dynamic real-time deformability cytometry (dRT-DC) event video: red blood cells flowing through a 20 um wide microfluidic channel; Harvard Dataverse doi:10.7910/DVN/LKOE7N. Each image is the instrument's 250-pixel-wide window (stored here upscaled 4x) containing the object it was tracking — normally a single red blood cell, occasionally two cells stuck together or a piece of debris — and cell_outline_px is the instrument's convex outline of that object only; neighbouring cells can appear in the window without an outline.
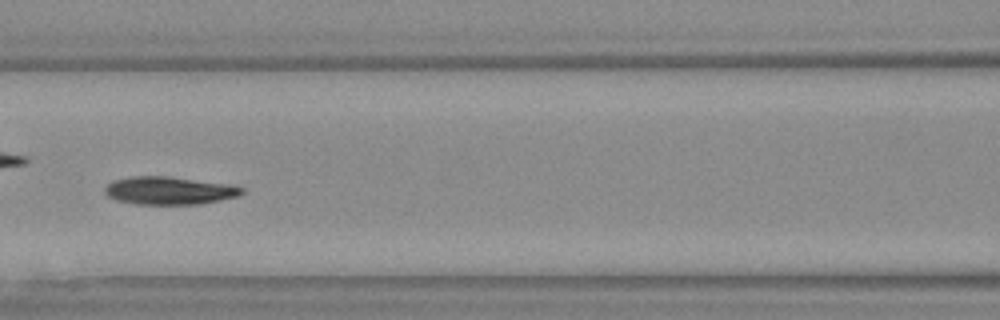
{"species": "Egyptian fruit bat (a non-hibernating species)", "species_latin": "Rousettus aegyptiacus", "temperature_condition": "warm", "stored_images_in_passage": 36, "camera_frame_rate_fps": 3000, "um_per_image_px": 0.085, "animal": {"sex": "female"}, "frame": {"image": 1, "passage_image": 16, "time_ms": 5.0, "image_size_px": [1000, 320], "cell_outline_px": [[244, 192], [240, 196], [200, 204], [136, 204], [116, 200], [108, 196], [104, 192], [104, 188], [112, 180], [132, 176], [168, 176], [236, 184], [244, 188]], "centroid_in_image_um": [14.44, 16.19], "position_along_channel_um": 152.2, "area_um2": 22.66}}